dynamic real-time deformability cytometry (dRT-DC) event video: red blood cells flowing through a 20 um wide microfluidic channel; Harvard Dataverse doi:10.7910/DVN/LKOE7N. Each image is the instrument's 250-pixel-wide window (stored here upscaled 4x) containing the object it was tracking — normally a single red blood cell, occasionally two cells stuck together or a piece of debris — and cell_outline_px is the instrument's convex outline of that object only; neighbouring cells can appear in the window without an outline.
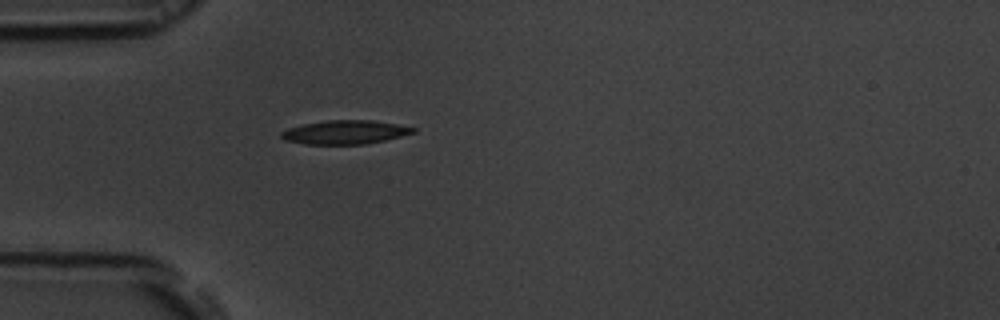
{"species": "common noctule bat (a hibernating species)", "species_latin": "Nyctalus noctula", "temperature_condition": "room temperature", "stored_images_in_passage": 32, "camera_frame_rate_fps": 3000, "um_per_image_px": 0.085, "animal": {"sex": "male", "body_mass_g": 19.5, "forearm_length_mm": 54.6}, "frame": {"image": 1, "passage_image": 1, "time_ms": 0.0, "image_size_px": [1000, 320], "cell_outline_px": [[416, 132], [384, 140], [364, 144], [304, 144], [284, 140], [280, 136], [280, 132], [288, 128], [304, 124], [328, 120], [372, 120], [396, 124], [416, 128]], "centroid_in_image_um": [29.3, 11.24], "position_along_channel_um": 55.7, "area_um2": 18.15}}
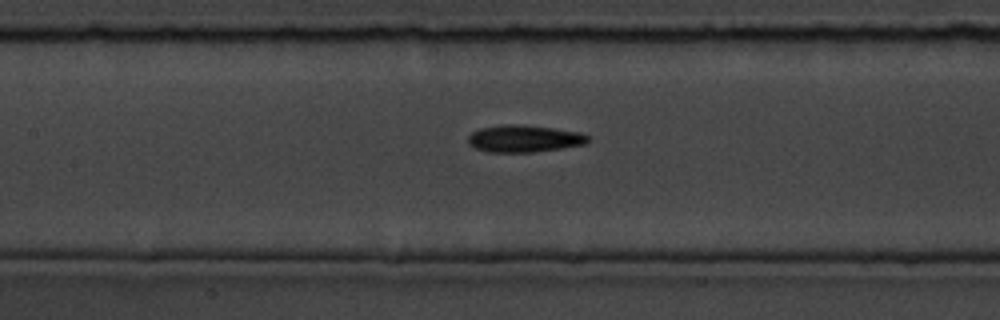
{"frame": {"image": 2, "passage_image": 10, "time_ms": 3.0, "image_size_px": [1000, 320], "cell_outline_px": [[588, 140], [584, 144], [560, 148], [532, 152], [488, 152], [476, 148], [468, 144], [468, 136], [472, 132], [480, 128], [504, 124], [516, 124], [552, 128], [576, 132], [588, 136]], "centroid_in_image_um": [44.48, 11.78], "position_along_channel_um": 162.9, "area_um2": 18.61}}
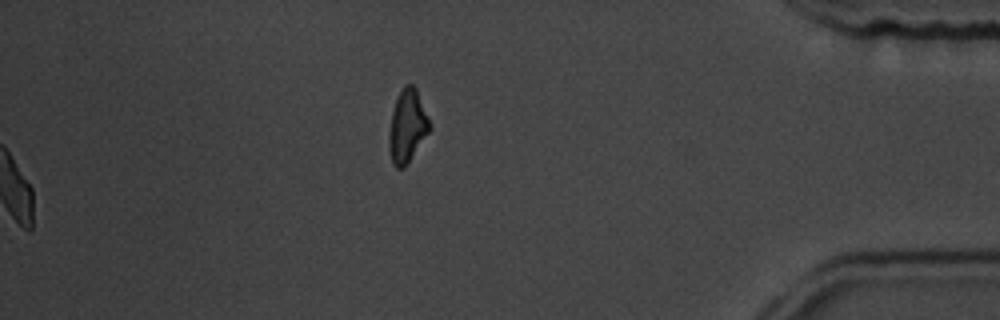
{"frame": {"image": 3, "passage_image": 32, "time_ms": 10.333, "image_size_px": [1000, 320], "cell_outline_px": [[432, 128], [404, 168], [396, 168], [392, 164], [388, 148], [388, 136], [392, 112], [396, 100], [404, 84], [412, 84], [416, 88], [432, 124]], "centroid_in_image_um": [34.63, 10.74], "position_along_channel_um": 400.6, "area_um2": 17.4}, "authors_computed_cell_mechanics": {"area_um2": 18.0625, "velocity_mm_per_s": 3.7737, "shape_relaxation_time_tau1_ms": 4.1141, "shape_relaxation_time_tau2_ms": 4.4907, "deformation_change_tau1": 0.1455, "deformation_change_tau2": 0.1196}}